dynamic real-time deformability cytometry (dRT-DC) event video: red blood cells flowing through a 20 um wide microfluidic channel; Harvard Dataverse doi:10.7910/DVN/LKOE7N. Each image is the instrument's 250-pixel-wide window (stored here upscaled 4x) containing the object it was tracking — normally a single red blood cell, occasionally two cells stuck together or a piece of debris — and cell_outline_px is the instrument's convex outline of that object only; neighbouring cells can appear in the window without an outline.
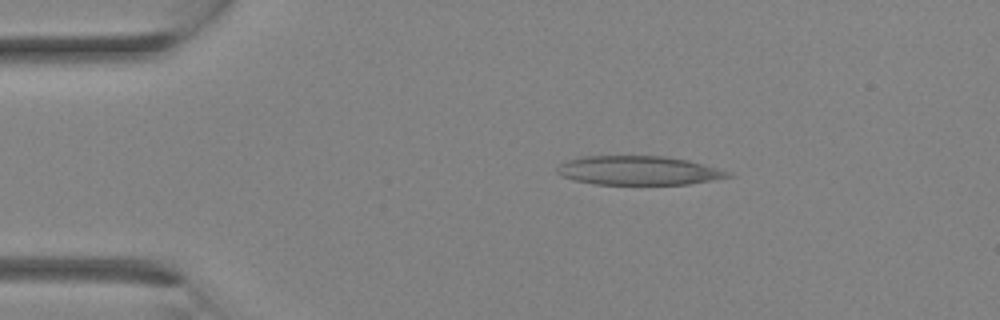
{"species": "Egyptian fruit bat (a non-hibernating species)", "species_latin": "Rousettus aegyptiacus", "temperature_condition": "room temperature", "stored_images_in_passage": 3, "camera_frame_rate_fps": 3000, "um_per_image_px": 0.085, "animal": {"sex": "female"}, "frame": {"image": 1, "passage_image": 2, "time_ms": 1.0, "image_size_px": [1000, 320], "cell_outline_px": [[736, 176], [688, 184], [592, 184], [572, 180], [556, 172], [556, 168], [560, 164], [568, 160], [584, 156], [664, 156], [688, 160], [732, 172]], "centroid_in_image_um": [54.29, 14.49], "position_along_channel_um": 30.7, "area_um2": 28.9}}